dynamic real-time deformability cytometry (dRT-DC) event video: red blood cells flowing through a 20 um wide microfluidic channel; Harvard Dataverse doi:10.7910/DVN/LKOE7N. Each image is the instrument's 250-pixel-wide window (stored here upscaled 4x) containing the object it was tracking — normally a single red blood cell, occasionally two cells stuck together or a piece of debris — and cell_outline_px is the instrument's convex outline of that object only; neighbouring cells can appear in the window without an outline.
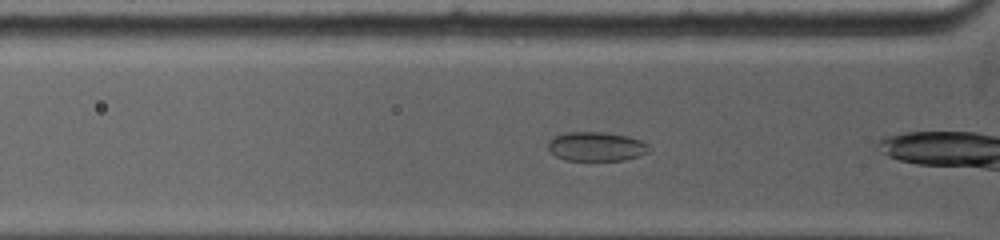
{"species": "common noctule bat (a hibernating species)", "species_latin": "Nyctalus noctula", "temperature_condition": "warm", "stored_images_in_passage": 16, "camera_frame_rate_fps": 5000, "um_per_image_px": 0.085, "animal": {"sex": "female", "body_mass_g": 19.0, "forearm_length_mm": 53.3}, "frame": {"image": 1, "passage_image": 5, "time_ms": 1.0, "image_size_px": [1000, 240], "cell_outline_px": [[648, 152], [640, 156], [624, 160], [564, 160], [556, 156], [548, 148], [548, 140], [552, 136], [564, 132], [604, 132], [628, 136], [640, 140], [648, 144]], "centroid_in_image_um": [50.65, 12.44], "position_along_channel_um": 75.1, "area_um2": 17.28}}